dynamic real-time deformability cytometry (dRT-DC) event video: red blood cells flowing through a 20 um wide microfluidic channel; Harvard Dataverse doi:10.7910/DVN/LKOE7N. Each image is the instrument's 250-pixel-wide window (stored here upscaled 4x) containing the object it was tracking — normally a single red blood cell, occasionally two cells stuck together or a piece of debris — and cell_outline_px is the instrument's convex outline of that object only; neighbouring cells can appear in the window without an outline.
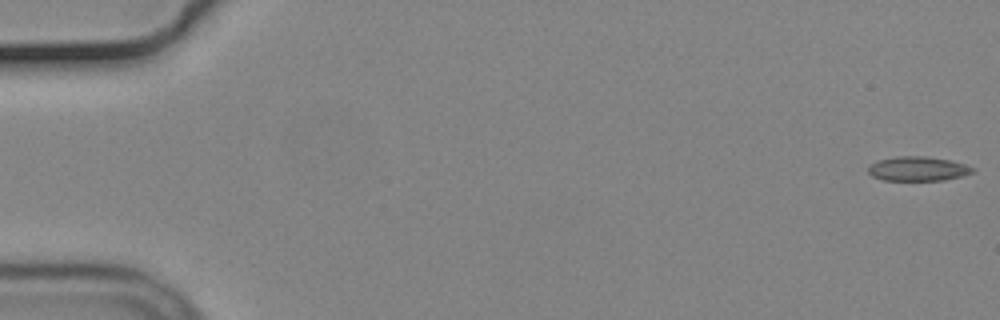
{"species": "common noctule bat (a hibernating species)", "species_latin": "Nyctalus noctula", "temperature_condition": "cold", "stored_images_in_passage": 56, "camera_frame_rate_fps": 3000, "um_per_image_px": 0.085, "animal": {"sex": "male", "body_mass_g": 19.2, "forearm_length_mm": 51.8}, "frame": {"image": 1, "passage_image": 1, "time_ms": 0.0, "image_size_px": [1000, 320], "cell_outline_px": [[976, 172], [964, 176], [944, 180], [884, 180], [872, 176], [868, 172], [868, 168], [876, 160], [896, 156], [924, 156], [952, 160], [976, 168]], "centroid_in_image_um": [78.07, 14.34], "position_along_channel_um": 6.9, "area_um2": 15.03}}
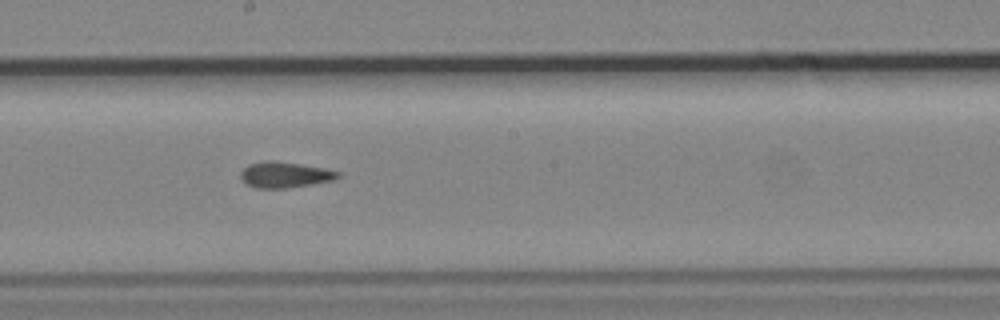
{"frame": {"image": 2, "passage_image": 31, "time_ms": 10.0, "image_size_px": [1000, 320], "cell_outline_px": [[340, 176], [332, 180], [284, 188], [256, 188], [240, 180], [240, 172], [248, 164], [264, 160], [272, 160], [300, 164], [324, 168], [340, 172]], "centroid_in_image_um": [24.15, 14.84], "position_along_channel_um": 224.1, "area_um2": 14.51}}
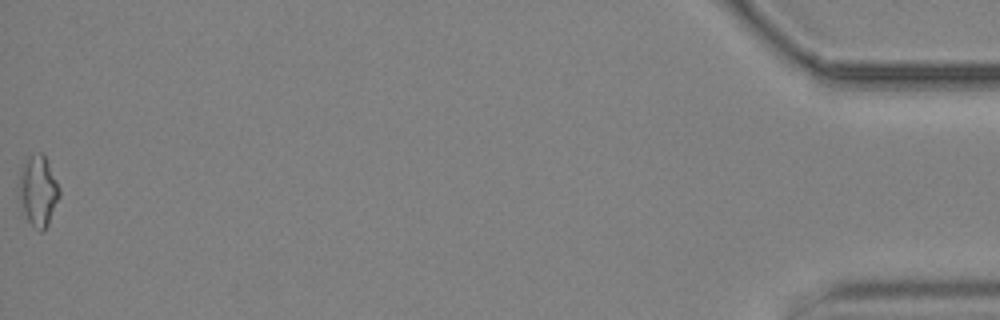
{"frame": {"image": 3, "passage_image": 56, "time_ms": 18.333, "image_size_px": [1000, 320], "cell_outline_px": [[60, 196], [48, 224], [40, 232], [28, 220], [20, 200], [20, 168], [28, 156], [40, 152], [44, 156], [60, 188]], "centroid_in_image_um": [3.26, 16.2], "position_along_channel_um": 431.9, "area_um2": 16.07}, "authors_computed_cell_mechanics": {"area_um2": 14.7968, "velocity_mm_per_s": 3.7062, "shape_relaxation_time_tau1_ms": null, "shape_relaxation_time_tau2_ms": 4.0467, "deformation_change_tau1": null, "deformation_change_tau2": 0.1091}}